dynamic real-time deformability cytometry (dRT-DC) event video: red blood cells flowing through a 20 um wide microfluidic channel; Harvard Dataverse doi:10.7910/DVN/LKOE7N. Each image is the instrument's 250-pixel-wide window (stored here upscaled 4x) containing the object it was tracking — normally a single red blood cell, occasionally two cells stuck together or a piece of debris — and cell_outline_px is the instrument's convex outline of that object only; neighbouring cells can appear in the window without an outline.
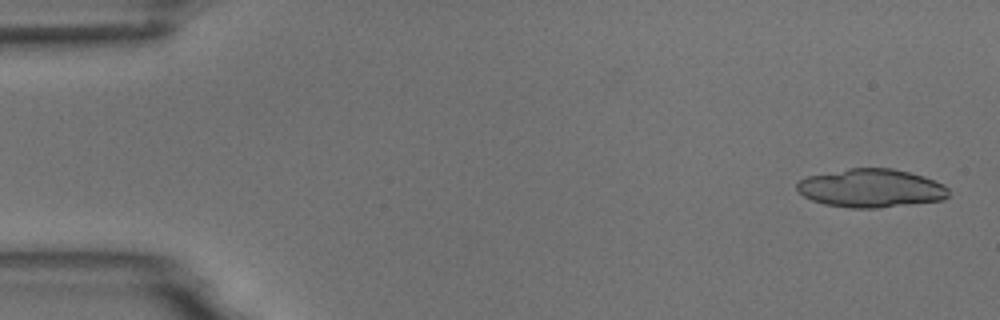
{"species": "common noctule bat (a hibernating species)", "species_latin": "Nyctalus noctula", "temperature_condition": "room temperature", "stored_images_in_passage": 5, "camera_frame_rate_fps": 3000, "um_per_image_px": 0.085, "animal": {"sex": "male", "body_mass_g": 18.8}, "frame": {"image": 1, "passage_image": 1, "time_ms": 0.0, "image_size_px": [1000, 320], "cell_outline_px": [[948, 196], [944, 200], [876, 208], [848, 208], [824, 204], [812, 200], [804, 196], [796, 188], [796, 184], [800, 180], [808, 176], [848, 168], [892, 168], [924, 176], [944, 184], [948, 188]], "centroid_in_image_um": [74.04, 16.0], "position_along_channel_um": 11.0, "area_um2": 33.99}}